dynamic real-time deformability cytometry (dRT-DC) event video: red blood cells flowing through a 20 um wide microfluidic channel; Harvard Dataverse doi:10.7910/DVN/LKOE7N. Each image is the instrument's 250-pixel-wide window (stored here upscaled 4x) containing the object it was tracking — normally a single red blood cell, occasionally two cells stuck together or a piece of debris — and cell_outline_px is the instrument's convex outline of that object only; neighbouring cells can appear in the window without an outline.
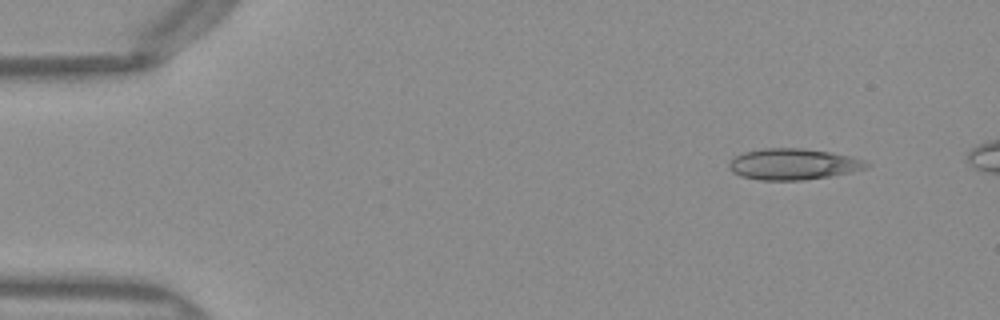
{"species": "Egyptian fruit bat (a non-hibernating species)", "species_latin": "Rousettus aegyptiacus", "temperature_condition": "warm", "stored_images_in_passage": 44, "camera_frame_rate_fps": 3000, "um_per_image_px": 0.085, "frame": {"image": 1, "passage_image": 1, "time_ms": 0.0, "image_size_px": [1000, 320], "cell_outline_px": [[872, 164], [864, 168], [848, 172], [828, 176], [804, 180], [760, 180], [740, 176], [732, 172], [728, 168], [728, 164], [736, 156], [744, 152], [764, 148], [800, 148], [828, 152], [852, 156], [864, 160]], "centroid_in_image_um": [67.39, 13.95], "position_along_channel_um": 17.6, "area_um2": 24.74}}
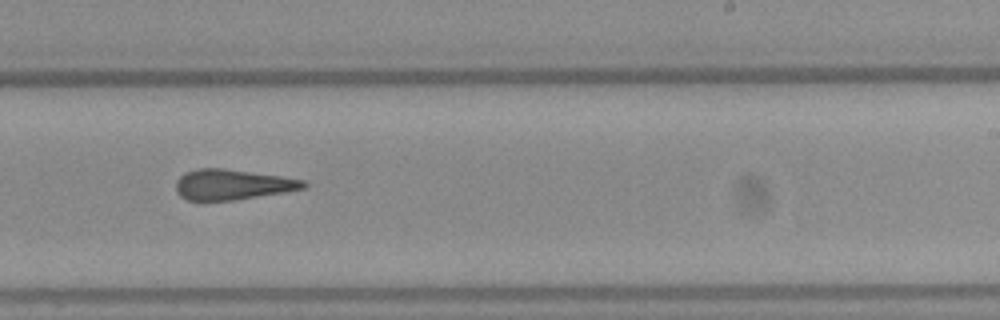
{"frame": {"image": 2, "passage_image": 27, "time_ms": 8.667, "image_size_px": [1000, 320], "cell_outline_px": [[308, 184], [304, 188], [284, 192], [232, 200], [188, 200], [180, 196], [176, 192], [176, 180], [184, 172], [196, 168], [224, 168], [308, 180]], "centroid_in_image_um": [19.74, 15.67], "position_along_channel_um": 269.3, "area_um2": 22.6}}
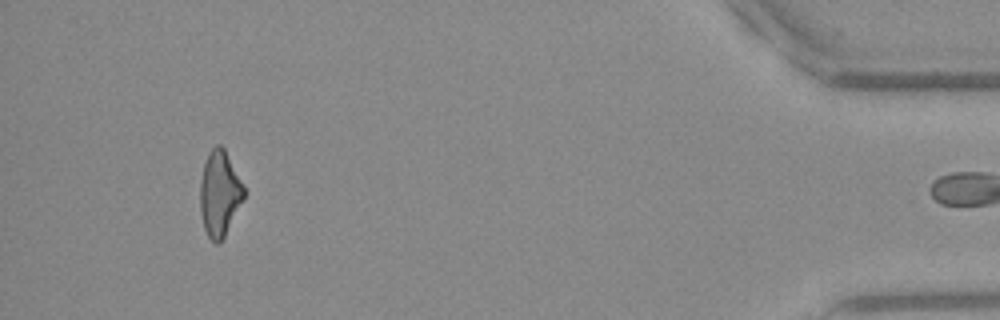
{"frame": {"image": 3, "passage_image": 43, "time_ms": 14.0, "image_size_px": [1000, 320], "cell_outline_px": [[244, 200], [220, 244], [216, 244], [208, 236], [204, 228], [200, 212], [200, 180], [204, 164], [208, 152], [216, 144], [220, 144], [224, 148], [244, 184]], "centroid_in_image_um": [18.67, 16.45], "position_along_channel_um": 416.5, "area_um2": 22.02}, "authors_computed_cell_mechanics": {"area_um2": 23.5824, "velocity_mm_per_s": 4.0458, "shape_relaxation_time_tau1_ms": null, "shape_relaxation_time_tau2_ms": 3.1079, "deformation_change_tau1": null, "deformation_change_tau2": 0.165}}